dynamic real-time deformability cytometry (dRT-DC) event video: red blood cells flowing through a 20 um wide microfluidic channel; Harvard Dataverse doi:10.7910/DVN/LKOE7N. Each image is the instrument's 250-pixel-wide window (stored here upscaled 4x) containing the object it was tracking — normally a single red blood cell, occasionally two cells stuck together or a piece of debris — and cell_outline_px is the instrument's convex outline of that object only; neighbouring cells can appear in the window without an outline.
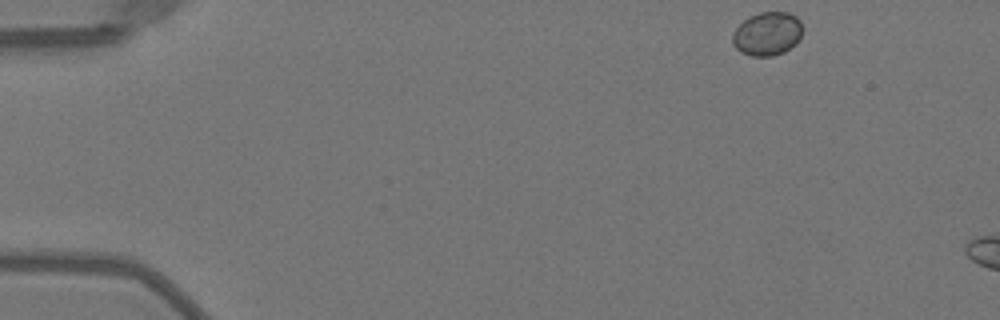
{"species": "Egyptian fruit bat (a non-hibernating species)", "species_latin": "Rousettus aegyptiacus", "temperature_condition": "warm", "stored_images_in_passage": 8, "camera_frame_rate_fps": 3000, "um_per_image_px": 0.085, "animal": {"sex": "female"}, "frame": {"image": 1, "passage_image": 1, "time_ms": 0.0, "image_size_px": [1000, 320], "cell_outline_px": [[804, 28], [796, 44], [784, 52], [772, 56], [752, 56], [740, 52], [732, 44], [732, 32], [744, 20], [760, 12], [788, 12], [796, 16], [800, 20]], "centroid_in_image_um": [65.23, 2.88], "position_along_channel_um": 19.8, "area_um2": 17.92}}